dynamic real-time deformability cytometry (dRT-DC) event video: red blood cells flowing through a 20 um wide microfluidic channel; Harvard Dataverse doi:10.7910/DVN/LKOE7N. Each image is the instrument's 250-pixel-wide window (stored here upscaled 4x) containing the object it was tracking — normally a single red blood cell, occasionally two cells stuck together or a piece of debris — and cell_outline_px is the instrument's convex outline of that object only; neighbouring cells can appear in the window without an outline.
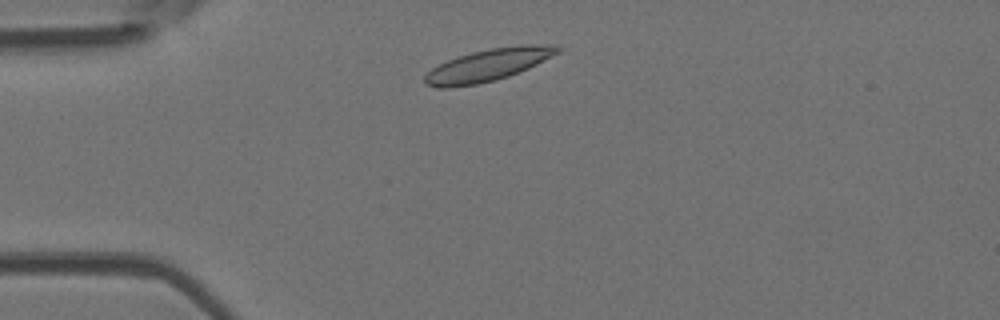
{"species": "Egyptian fruit bat (a non-hibernating species)", "species_latin": "Rousettus aegyptiacus", "temperature_condition": "room temperature", "stored_images_in_passage": 5, "camera_frame_rate_fps": 3000, "um_per_image_px": 0.085, "animal": {"sex": "female"}, "frame": {"image": 1, "passage_image": 1, "time_ms": 0.0, "image_size_px": [1000, 320], "cell_outline_px": [[564, 48], [560, 52], [528, 68], [508, 76], [496, 80], [476, 84], [448, 88], [436, 88], [424, 84], [424, 76], [432, 68], [448, 60], [472, 52], [492, 48], [524, 44], [556, 44]], "centroid_in_image_um": [41.52, 5.52], "position_along_channel_um": 43.5, "area_um2": 24.85}}
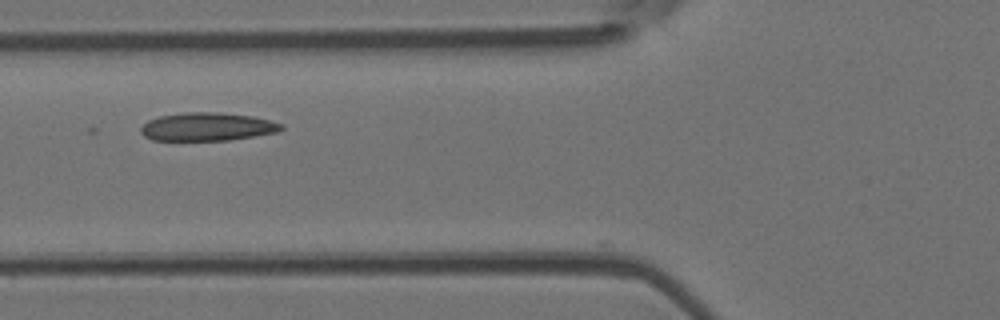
{"frame": {"image": 2, "passage_image": 3, "time_ms": 2.333, "image_size_px": [1000, 320], "cell_outline_px": [[284, 128], [276, 132], [228, 140], [152, 140], [144, 136], [140, 132], [140, 128], [148, 120], [160, 116], [184, 112], [216, 112], [252, 116], [284, 124]], "centroid_in_image_um": [17.59, 10.77], "position_along_channel_um": 108.2, "area_um2": 22.95}}
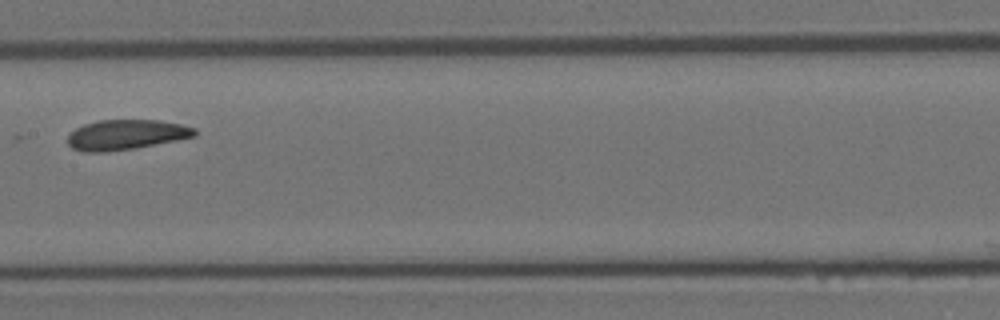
{"frame": {"image": 3, "passage_image": 5, "time_ms": 4.667, "image_size_px": [1000, 320], "cell_outline_px": [[196, 136], [136, 148], [104, 152], [84, 152], [72, 148], [68, 144], [68, 136], [76, 128], [84, 124], [96, 120], [160, 120], [180, 124], [196, 128]], "centroid_in_image_um": [10.71, 11.45], "position_along_channel_um": 196.7, "area_um2": 22.25}}